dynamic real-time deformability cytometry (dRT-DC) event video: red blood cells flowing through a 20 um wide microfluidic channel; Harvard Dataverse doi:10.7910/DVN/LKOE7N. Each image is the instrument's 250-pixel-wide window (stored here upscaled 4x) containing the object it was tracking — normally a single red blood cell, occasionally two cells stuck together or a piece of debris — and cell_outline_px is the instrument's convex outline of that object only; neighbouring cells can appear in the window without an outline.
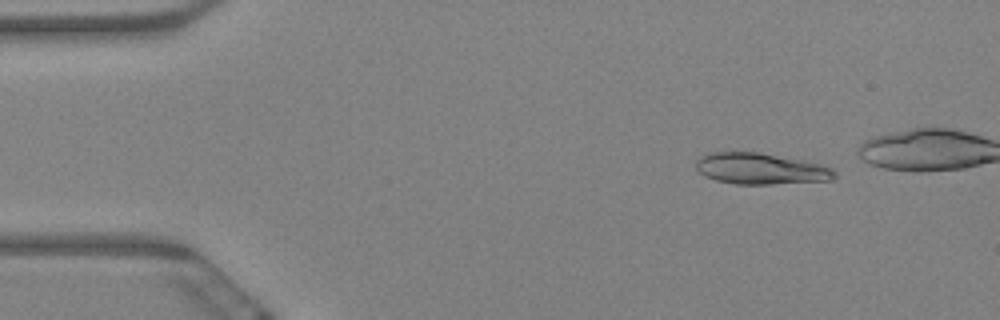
{"species": "Egyptian fruit bat (a non-hibernating species)", "species_latin": "Rousettus aegyptiacus", "temperature_condition": "warm", "stored_images_in_passage": 54, "camera_frame_rate_fps": 3000, "um_per_image_px": 0.085, "animal": {"sex": "female"}, "frame": {"image": 1, "passage_image": 6, "time_ms": 1.667, "image_size_px": [1000, 320], "cell_outline_px": [[836, 176], [832, 180], [768, 184], [736, 184], [716, 180], [704, 176], [696, 168], [696, 160], [700, 156], [708, 152], [760, 152], [820, 164], [832, 168], [836, 172]], "centroid_in_image_um": [64.63, 14.33], "position_along_channel_um": 20.4, "area_um2": 25.14}}
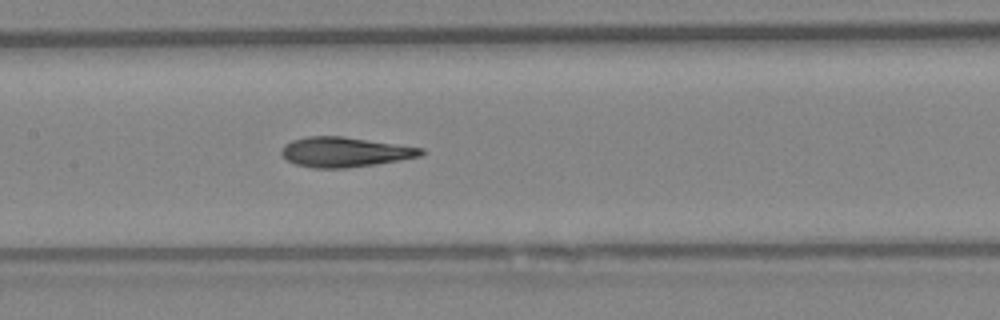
{"frame": {"image": 2, "passage_image": 29, "time_ms": 9.333, "image_size_px": [1000, 320], "cell_outline_px": [[424, 152], [420, 156], [400, 160], [376, 164], [344, 168], [312, 168], [296, 164], [288, 160], [280, 152], [284, 144], [292, 140], [308, 136], [344, 136], [424, 148]], "centroid_in_image_um": [29.3, 12.92], "position_along_channel_um": 178.1, "area_um2": 24.28}}
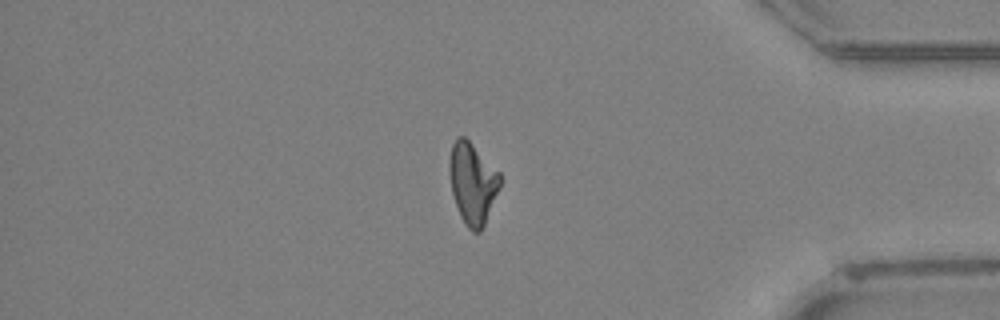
{"frame": {"image": 3, "passage_image": 52, "time_ms": 17.0, "image_size_px": [1000, 320], "cell_outline_px": [[500, 184], [484, 224], [480, 232], [472, 232], [464, 224], [460, 216], [452, 192], [448, 168], [448, 164], [452, 144], [456, 136], [464, 136], [500, 172]], "centroid_in_image_um": [40.13, 15.55], "position_along_channel_um": 395.1, "area_um2": 23.7}, "authors_computed_cell_mechanics": {"area_um2": 24.4783, "velocity_mm_per_s": 3.2011, "shape_relaxation_time_tau1_ms": null, "shape_relaxation_time_tau2_ms": 3.1526, "deformation_change_tau1": null, "deformation_change_tau2": 0.0983}}